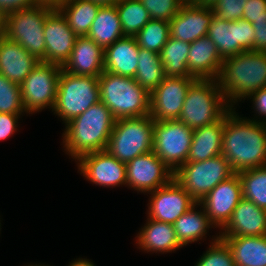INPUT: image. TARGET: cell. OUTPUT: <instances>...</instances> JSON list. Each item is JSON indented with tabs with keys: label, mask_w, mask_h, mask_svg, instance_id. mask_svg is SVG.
<instances>
[{
	"label": "cell",
	"mask_w": 266,
	"mask_h": 266,
	"mask_svg": "<svg viewBox=\"0 0 266 266\" xmlns=\"http://www.w3.org/2000/svg\"><path fill=\"white\" fill-rule=\"evenodd\" d=\"M246 99H251V102L253 103L252 107L255 113L254 118L251 117V119H248L258 123L266 124V87L260 88L258 91L253 92Z\"/></svg>",
	"instance_id": "41"
},
{
	"label": "cell",
	"mask_w": 266,
	"mask_h": 266,
	"mask_svg": "<svg viewBox=\"0 0 266 266\" xmlns=\"http://www.w3.org/2000/svg\"><path fill=\"white\" fill-rule=\"evenodd\" d=\"M126 171L127 188L143 194L163 187L174 178V172L153 151L126 163Z\"/></svg>",
	"instance_id": "13"
},
{
	"label": "cell",
	"mask_w": 266,
	"mask_h": 266,
	"mask_svg": "<svg viewBox=\"0 0 266 266\" xmlns=\"http://www.w3.org/2000/svg\"><path fill=\"white\" fill-rule=\"evenodd\" d=\"M37 5V0H0V12L6 16L20 9Z\"/></svg>",
	"instance_id": "43"
},
{
	"label": "cell",
	"mask_w": 266,
	"mask_h": 266,
	"mask_svg": "<svg viewBox=\"0 0 266 266\" xmlns=\"http://www.w3.org/2000/svg\"><path fill=\"white\" fill-rule=\"evenodd\" d=\"M62 69L76 76L99 77L104 72V50L87 36H77Z\"/></svg>",
	"instance_id": "21"
},
{
	"label": "cell",
	"mask_w": 266,
	"mask_h": 266,
	"mask_svg": "<svg viewBox=\"0 0 266 266\" xmlns=\"http://www.w3.org/2000/svg\"><path fill=\"white\" fill-rule=\"evenodd\" d=\"M235 109L225 114L221 154L238 174L266 165V124L239 116Z\"/></svg>",
	"instance_id": "1"
},
{
	"label": "cell",
	"mask_w": 266,
	"mask_h": 266,
	"mask_svg": "<svg viewBox=\"0 0 266 266\" xmlns=\"http://www.w3.org/2000/svg\"><path fill=\"white\" fill-rule=\"evenodd\" d=\"M247 0H219L212 11L216 17L226 21L242 19L244 5Z\"/></svg>",
	"instance_id": "39"
},
{
	"label": "cell",
	"mask_w": 266,
	"mask_h": 266,
	"mask_svg": "<svg viewBox=\"0 0 266 266\" xmlns=\"http://www.w3.org/2000/svg\"><path fill=\"white\" fill-rule=\"evenodd\" d=\"M76 37L63 14L53 9L44 23V62L63 67L71 55Z\"/></svg>",
	"instance_id": "18"
},
{
	"label": "cell",
	"mask_w": 266,
	"mask_h": 266,
	"mask_svg": "<svg viewBox=\"0 0 266 266\" xmlns=\"http://www.w3.org/2000/svg\"><path fill=\"white\" fill-rule=\"evenodd\" d=\"M78 172L93 185L100 187H126V163L120 162L106 150L82 155L75 161Z\"/></svg>",
	"instance_id": "14"
},
{
	"label": "cell",
	"mask_w": 266,
	"mask_h": 266,
	"mask_svg": "<svg viewBox=\"0 0 266 266\" xmlns=\"http://www.w3.org/2000/svg\"><path fill=\"white\" fill-rule=\"evenodd\" d=\"M148 194L147 217L159 222L173 224L197 203L174 178Z\"/></svg>",
	"instance_id": "15"
},
{
	"label": "cell",
	"mask_w": 266,
	"mask_h": 266,
	"mask_svg": "<svg viewBox=\"0 0 266 266\" xmlns=\"http://www.w3.org/2000/svg\"><path fill=\"white\" fill-rule=\"evenodd\" d=\"M61 70L62 67L57 64L40 61L20 84L26 114L33 115L45 108L53 110Z\"/></svg>",
	"instance_id": "10"
},
{
	"label": "cell",
	"mask_w": 266,
	"mask_h": 266,
	"mask_svg": "<svg viewBox=\"0 0 266 266\" xmlns=\"http://www.w3.org/2000/svg\"><path fill=\"white\" fill-rule=\"evenodd\" d=\"M101 6L92 0H68L58 10L76 36H87Z\"/></svg>",
	"instance_id": "30"
},
{
	"label": "cell",
	"mask_w": 266,
	"mask_h": 266,
	"mask_svg": "<svg viewBox=\"0 0 266 266\" xmlns=\"http://www.w3.org/2000/svg\"><path fill=\"white\" fill-rule=\"evenodd\" d=\"M255 33L252 24L246 20L226 21L213 15L207 36L224 60L244 51H253Z\"/></svg>",
	"instance_id": "12"
},
{
	"label": "cell",
	"mask_w": 266,
	"mask_h": 266,
	"mask_svg": "<svg viewBox=\"0 0 266 266\" xmlns=\"http://www.w3.org/2000/svg\"><path fill=\"white\" fill-rule=\"evenodd\" d=\"M68 266H96L93 262H91L89 259L86 258H76L75 260H72L69 262Z\"/></svg>",
	"instance_id": "45"
},
{
	"label": "cell",
	"mask_w": 266,
	"mask_h": 266,
	"mask_svg": "<svg viewBox=\"0 0 266 266\" xmlns=\"http://www.w3.org/2000/svg\"><path fill=\"white\" fill-rule=\"evenodd\" d=\"M92 1L99 3L102 6H106V5H116L120 0H92Z\"/></svg>",
	"instance_id": "47"
},
{
	"label": "cell",
	"mask_w": 266,
	"mask_h": 266,
	"mask_svg": "<svg viewBox=\"0 0 266 266\" xmlns=\"http://www.w3.org/2000/svg\"><path fill=\"white\" fill-rule=\"evenodd\" d=\"M193 77L166 76L150 94V116L154 121L178 120Z\"/></svg>",
	"instance_id": "16"
},
{
	"label": "cell",
	"mask_w": 266,
	"mask_h": 266,
	"mask_svg": "<svg viewBox=\"0 0 266 266\" xmlns=\"http://www.w3.org/2000/svg\"><path fill=\"white\" fill-rule=\"evenodd\" d=\"M188 54V70L198 80H214L217 78L223 59L217 47L208 36L200 37L190 43Z\"/></svg>",
	"instance_id": "23"
},
{
	"label": "cell",
	"mask_w": 266,
	"mask_h": 266,
	"mask_svg": "<svg viewBox=\"0 0 266 266\" xmlns=\"http://www.w3.org/2000/svg\"><path fill=\"white\" fill-rule=\"evenodd\" d=\"M23 114H11L0 112V141L6 140L16 133L19 127V120Z\"/></svg>",
	"instance_id": "42"
},
{
	"label": "cell",
	"mask_w": 266,
	"mask_h": 266,
	"mask_svg": "<svg viewBox=\"0 0 266 266\" xmlns=\"http://www.w3.org/2000/svg\"><path fill=\"white\" fill-rule=\"evenodd\" d=\"M116 8L124 36L134 37L151 19L139 0H120Z\"/></svg>",
	"instance_id": "33"
},
{
	"label": "cell",
	"mask_w": 266,
	"mask_h": 266,
	"mask_svg": "<svg viewBox=\"0 0 266 266\" xmlns=\"http://www.w3.org/2000/svg\"><path fill=\"white\" fill-rule=\"evenodd\" d=\"M140 228L136 238V246L145 253H172L183 246L179 243L173 224L159 222L149 217Z\"/></svg>",
	"instance_id": "24"
},
{
	"label": "cell",
	"mask_w": 266,
	"mask_h": 266,
	"mask_svg": "<svg viewBox=\"0 0 266 266\" xmlns=\"http://www.w3.org/2000/svg\"><path fill=\"white\" fill-rule=\"evenodd\" d=\"M53 9L34 5L5 16L4 35L44 62V23Z\"/></svg>",
	"instance_id": "8"
},
{
	"label": "cell",
	"mask_w": 266,
	"mask_h": 266,
	"mask_svg": "<svg viewBox=\"0 0 266 266\" xmlns=\"http://www.w3.org/2000/svg\"><path fill=\"white\" fill-rule=\"evenodd\" d=\"M243 198L266 210V165L238 173Z\"/></svg>",
	"instance_id": "34"
},
{
	"label": "cell",
	"mask_w": 266,
	"mask_h": 266,
	"mask_svg": "<svg viewBox=\"0 0 266 266\" xmlns=\"http://www.w3.org/2000/svg\"><path fill=\"white\" fill-rule=\"evenodd\" d=\"M197 207L200 209L197 210ZM197 210V211H196ZM174 230L179 243L186 246L198 241L204 242L209 229L215 226L210 222L204 208L200 203H196L174 223Z\"/></svg>",
	"instance_id": "27"
},
{
	"label": "cell",
	"mask_w": 266,
	"mask_h": 266,
	"mask_svg": "<svg viewBox=\"0 0 266 266\" xmlns=\"http://www.w3.org/2000/svg\"><path fill=\"white\" fill-rule=\"evenodd\" d=\"M153 127L154 120L150 115L117 119L105 150L123 163L152 152Z\"/></svg>",
	"instance_id": "6"
},
{
	"label": "cell",
	"mask_w": 266,
	"mask_h": 266,
	"mask_svg": "<svg viewBox=\"0 0 266 266\" xmlns=\"http://www.w3.org/2000/svg\"><path fill=\"white\" fill-rule=\"evenodd\" d=\"M25 266H50L49 264H47V265H45V264H41V263H39V264H29V265H25Z\"/></svg>",
	"instance_id": "49"
},
{
	"label": "cell",
	"mask_w": 266,
	"mask_h": 266,
	"mask_svg": "<svg viewBox=\"0 0 266 266\" xmlns=\"http://www.w3.org/2000/svg\"><path fill=\"white\" fill-rule=\"evenodd\" d=\"M100 101L114 118H138L150 114V94L133 77L104 71L99 76Z\"/></svg>",
	"instance_id": "4"
},
{
	"label": "cell",
	"mask_w": 266,
	"mask_h": 266,
	"mask_svg": "<svg viewBox=\"0 0 266 266\" xmlns=\"http://www.w3.org/2000/svg\"><path fill=\"white\" fill-rule=\"evenodd\" d=\"M242 19L251 24L266 21V0H247Z\"/></svg>",
	"instance_id": "40"
},
{
	"label": "cell",
	"mask_w": 266,
	"mask_h": 266,
	"mask_svg": "<svg viewBox=\"0 0 266 266\" xmlns=\"http://www.w3.org/2000/svg\"><path fill=\"white\" fill-rule=\"evenodd\" d=\"M234 174L221 154L205 161L186 162L174 172V179L199 203L220 182Z\"/></svg>",
	"instance_id": "9"
},
{
	"label": "cell",
	"mask_w": 266,
	"mask_h": 266,
	"mask_svg": "<svg viewBox=\"0 0 266 266\" xmlns=\"http://www.w3.org/2000/svg\"><path fill=\"white\" fill-rule=\"evenodd\" d=\"M225 115L218 121L193 130L187 162H199L221 155Z\"/></svg>",
	"instance_id": "26"
},
{
	"label": "cell",
	"mask_w": 266,
	"mask_h": 266,
	"mask_svg": "<svg viewBox=\"0 0 266 266\" xmlns=\"http://www.w3.org/2000/svg\"><path fill=\"white\" fill-rule=\"evenodd\" d=\"M0 112L25 114L20 85L0 74Z\"/></svg>",
	"instance_id": "37"
},
{
	"label": "cell",
	"mask_w": 266,
	"mask_h": 266,
	"mask_svg": "<svg viewBox=\"0 0 266 266\" xmlns=\"http://www.w3.org/2000/svg\"><path fill=\"white\" fill-rule=\"evenodd\" d=\"M199 6L213 7L219 0H191Z\"/></svg>",
	"instance_id": "46"
},
{
	"label": "cell",
	"mask_w": 266,
	"mask_h": 266,
	"mask_svg": "<svg viewBox=\"0 0 266 266\" xmlns=\"http://www.w3.org/2000/svg\"><path fill=\"white\" fill-rule=\"evenodd\" d=\"M134 37L139 47L160 53L170 37V23L150 19Z\"/></svg>",
	"instance_id": "35"
},
{
	"label": "cell",
	"mask_w": 266,
	"mask_h": 266,
	"mask_svg": "<svg viewBox=\"0 0 266 266\" xmlns=\"http://www.w3.org/2000/svg\"><path fill=\"white\" fill-rule=\"evenodd\" d=\"M138 59L135 81L151 94L166 77L160 55L139 47Z\"/></svg>",
	"instance_id": "31"
},
{
	"label": "cell",
	"mask_w": 266,
	"mask_h": 266,
	"mask_svg": "<svg viewBox=\"0 0 266 266\" xmlns=\"http://www.w3.org/2000/svg\"><path fill=\"white\" fill-rule=\"evenodd\" d=\"M39 62L17 42L0 38V74L11 82L20 85Z\"/></svg>",
	"instance_id": "22"
},
{
	"label": "cell",
	"mask_w": 266,
	"mask_h": 266,
	"mask_svg": "<svg viewBox=\"0 0 266 266\" xmlns=\"http://www.w3.org/2000/svg\"><path fill=\"white\" fill-rule=\"evenodd\" d=\"M216 80L228 105L235 108L242 99L266 87V52L244 51L225 58Z\"/></svg>",
	"instance_id": "3"
},
{
	"label": "cell",
	"mask_w": 266,
	"mask_h": 266,
	"mask_svg": "<svg viewBox=\"0 0 266 266\" xmlns=\"http://www.w3.org/2000/svg\"><path fill=\"white\" fill-rule=\"evenodd\" d=\"M230 109L216 79H196L187 90L178 120L194 130L220 120Z\"/></svg>",
	"instance_id": "5"
},
{
	"label": "cell",
	"mask_w": 266,
	"mask_h": 266,
	"mask_svg": "<svg viewBox=\"0 0 266 266\" xmlns=\"http://www.w3.org/2000/svg\"><path fill=\"white\" fill-rule=\"evenodd\" d=\"M87 37L103 50L124 37L116 5L100 7Z\"/></svg>",
	"instance_id": "28"
},
{
	"label": "cell",
	"mask_w": 266,
	"mask_h": 266,
	"mask_svg": "<svg viewBox=\"0 0 266 266\" xmlns=\"http://www.w3.org/2000/svg\"><path fill=\"white\" fill-rule=\"evenodd\" d=\"M115 120L111 111L99 101L64 124L62 146L66 155L76 161L82 155L105 150Z\"/></svg>",
	"instance_id": "2"
},
{
	"label": "cell",
	"mask_w": 266,
	"mask_h": 266,
	"mask_svg": "<svg viewBox=\"0 0 266 266\" xmlns=\"http://www.w3.org/2000/svg\"><path fill=\"white\" fill-rule=\"evenodd\" d=\"M219 238L230 247L236 266H266V235Z\"/></svg>",
	"instance_id": "29"
},
{
	"label": "cell",
	"mask_w": 266,
	"mask_h": 266,
	"mask_svg": "<svg viewBox=\"0 0 266 266\" xmlns=\"http://www.w3.org/2000/svg\"><path fill=\"white\" fill-rule=\"evenodd\" d=\"M243 198L242 183L238 174L220 182L199 203L215 228L222 229Z\"/></svg>",
	"instance_id": "17"
},
{
	"label": "cell",
	"mask_w": 266,
	"mask_h": 266,
	"mask_svg": "<svg viewBox=\"0 0 266 266\" xmlns=\"http://www.w3.org/2000/svg\"><path fill=\"white\" fill-rule=\"evenodd\" d=\"M148 11L151 19L170 21L181 9L186 0H139Z\"/></svg>",
	"instance_id": "38"
},
{
	"label": "cell",
	"mask_w": 266,
	"mask_h": 266,
	"mask_svg": "<svg viewBox=\"0 0 266 266\" xmlns=\"http://www.w3.org/2000/svg\"><path fill=\"white\" fill-rule=\"evenodd\" d=\"M190 43L169 37L159 55L165 76L192 77L188 70Z\"/></svg>",
	"instance_id": "32"
},
{
	"label": "cell",
	"mask_w": 266,
	"mask_h": 266,
	"mask_svg": "<svg viewBox=\"0 0 266 266\" xmlns=\"http://www.w3.org/2000/svg\"><path fill=\"white\" fill-rule=\"evenodd\" d=\"M139 46L135 37L124 36L104 50V71L135 77Z\"/></svg>",
	"instance_id": "25"
},
{
	"label": "cell",
	"mask_w": 266,
	"mask_h": 266,
	"mask_svg": "<svg viewBox=\"0 0 266 266\" xmlns=\"http://www.w3.org/2000/svg\"><path fill=\"white\" fill-rule=\"evenodd\" d=\"M213 15L211 7L199 6L191 0L186 1L169 21L170 37L192 43L200 37L207 36Z\"/></svg>",
	"instance_id": "19"
},
{
	"label": "cell",
	"mask_w": 266,
	"mask_h": 266,
	"mask_svg": "<svg viewBox=\"0 0 266 266\" xmlns=\"http://www.w3.org/2000/svg\"><path fill=\"white\" fill-rule=\"evenodd\" d=\"M208 247L194 266H236L230 247L218 233Z\"/></svg>",
	"instance_id": "36"
},
{
	"label": "cell",
	"mask_w": 266,
	"mask_h": 266,
	"mask_svg": "<svg viewBox=\"0 0 266 266\" xmlns=\"http://www.w3.org/2000/svg\"><path fill=\"white\" fill-rule=\"evenodd\" d=\"M255 33L253 51L266 52V21L252 23Z\"/></svg>",
	"instance_id": "44"
},
{
	"label": "cell",
	"mask_w": 266,
	"mask_h": 266,
	"mask_svg": "<svg viewBox=\"0 0 266 266\" xmlns=\"http://www.w3.org/2000/svg\"><path fill=\"white\" fill-rule=\"evenodd\" d=\"M99 101V77L76 76L61 70L56 102L52 112L63 123L66 124L81 115Z\"/></svg>",
	"instance_id": "7"
},
{
	"label": "cell",
	"mask_w": 266,
	"mask_h": 266,
	"mask_svg": "<svg viewBox=\"0 0 266 266\" xmlns=\"http://www.w3.org/2000/svg\"><path fill=\"white\" fill-rule=\"evenodd\" d=\"M193 130L179 120L154 121L153 152L175 172L187 162Z\"/></svg>",
	"instance_id": "11"
},
{
	"label": "cell",
	"mask_w": 266,
	"mask_h": 266,
	"mask_svg": "<svg viewBox=\"0 0 266 266\" xmlns=\"http://www.w3.org/2000/svg\"><path fill=\"white\" fill-rule=\"evenodd\" d=\"M219 237L265 236L266 210L252 201L242 198L234 209L230 220L220 230Z\"/></svg>",
	"instance_id": "20"
},
{
	"label": "cell",
	"mask_w": 266,
	"mask_h": 266,
	"mask_svg": "<svg viewBox=\"0 0 266 266\" xmlns=\"http://www.w3.org/2000/svg\"><path fill=\"white\" fill-rule=\"evenodd\" d=\"M5 16L0 12V38L4 36Z\"/></svg>",
	"instance_id": "48"
}]
</instances>
